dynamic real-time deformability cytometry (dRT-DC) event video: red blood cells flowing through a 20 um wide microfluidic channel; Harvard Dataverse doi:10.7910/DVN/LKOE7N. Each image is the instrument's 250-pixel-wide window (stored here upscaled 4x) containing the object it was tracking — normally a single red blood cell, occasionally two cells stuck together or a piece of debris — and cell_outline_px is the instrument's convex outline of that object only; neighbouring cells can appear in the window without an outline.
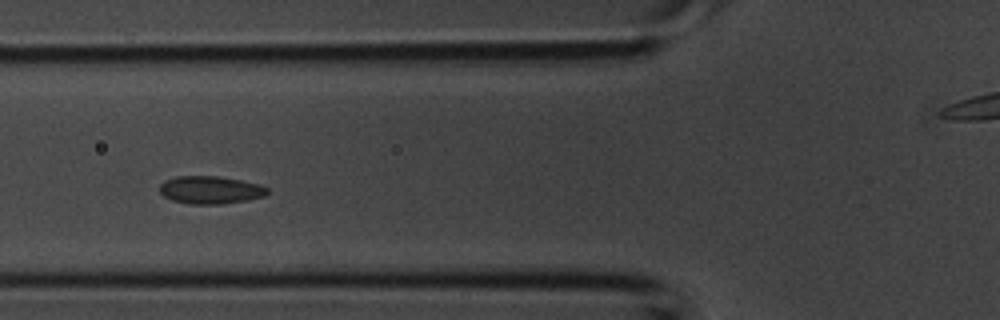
{"species": "common noctule bat (a hibernating species)", "species_latin": "Nyctalus noctula", "temperature_condition": "room temperature", "stored_images_in_passage": 4, "camera_frame_rate_fps": 3000, "um_per_image_px": 0.085, "animal": {"sex": "male", "body_mass_g": 20.1, "forearm_length_mm": 53.5}, "frame": {"image": 1, "passage_image": 4, "time_ms": 1.0, "image_size_px": [1000, 320], "cell_outline_px": [[268, 192], [264, 196], [248, 200], [220, 204], [188, 204], [172, 200], [164, 196], [160, 192], [160, 184], [164, 180], [176, 176], [220, 176], [260, 184], [268, 188]], "centroid_in_image_um": [17.87, 16.14], "position_along_channel_um": 107.9, "area_um2": 17.51}}